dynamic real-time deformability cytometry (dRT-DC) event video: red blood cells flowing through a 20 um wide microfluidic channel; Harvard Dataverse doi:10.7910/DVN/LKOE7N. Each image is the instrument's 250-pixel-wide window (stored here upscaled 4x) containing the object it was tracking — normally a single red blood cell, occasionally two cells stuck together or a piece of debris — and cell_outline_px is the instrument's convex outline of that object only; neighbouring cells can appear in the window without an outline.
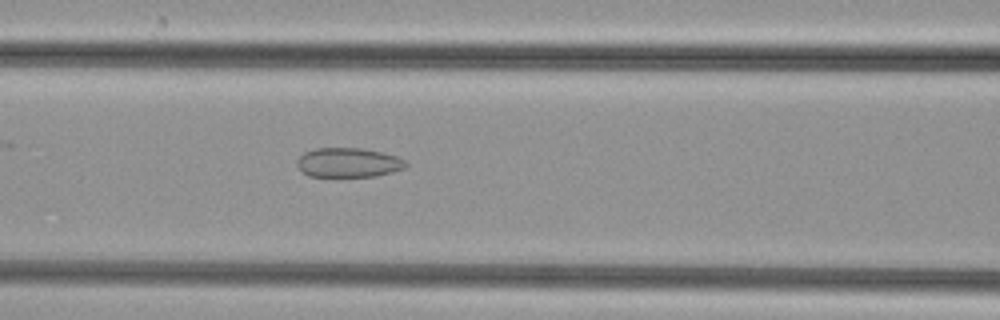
{"species": "common noctule bat (a hibernating species)", "species_latin": "Nyctalus noctula", "temperature_condition": "cold", "stored_images_in_passage": 38, "camera_frame_rate_fps": 3000, "um_per_image_px": 0.085, "animal": {"sex": "female", "body_mass_g": 29.2, "forearm_length_mm": 56.3}, "frame": {"image": 1, "passage_image": 18, "time_ms": 5.667, "image_size_px": [1000, 320], "cell_outline_px": [[408, 164], [404, 168], [392, 172], [376, 176], [308, 176], [300, 172], [296, 164], [296, 160], [304, 152], [316, 148], [360, 148], [380, 152], [396, 156], [404, 160]], "centroid_in_image_um": [29.56, 13.82], "position_along_channel_um": 137.0, "area_um2": 18.67}}
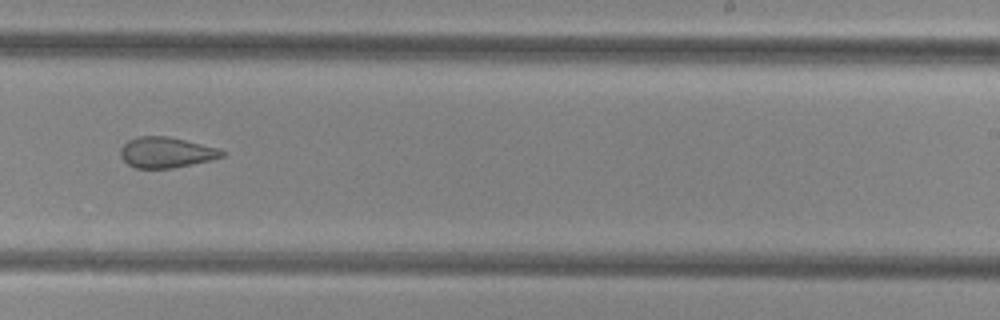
{"frame": {"image": 2, "passage_image": 28, "time_ms": 9.0, "image_size_px": [1000, 320], "cell_outline_px": [[228, 152], [224, 156], [212, 160], [172, 168], [136, 168], [128, 164], [120, 156], [120, 148], [128, 140], [140, 136], [168, 136], [220, 148]], "centroid_in_image_um": [14.17, 12.95], "position_along_channel_um": 274.8, "area_um2": 18.26}}
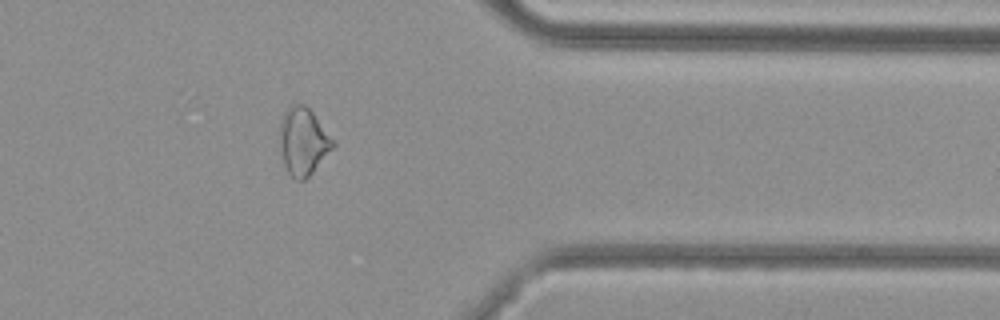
{"frame": {"image": 3, "passage_image": 37, "time_ms": 12.0, "image_size_px": [1000, 320], "cell_outline_px": [[336, 144], [312, 172], [304, 180], [296, 180], [288, 172], [284, 164], [280, 148], [280, 124], [284, 112], [292, 104], [304, 104], [312, 112], [336, 140]], "centroid_in_image_um": [25.78, 12.0], "position_along_channel_um": 385.6, "area_um2": 20.75}}